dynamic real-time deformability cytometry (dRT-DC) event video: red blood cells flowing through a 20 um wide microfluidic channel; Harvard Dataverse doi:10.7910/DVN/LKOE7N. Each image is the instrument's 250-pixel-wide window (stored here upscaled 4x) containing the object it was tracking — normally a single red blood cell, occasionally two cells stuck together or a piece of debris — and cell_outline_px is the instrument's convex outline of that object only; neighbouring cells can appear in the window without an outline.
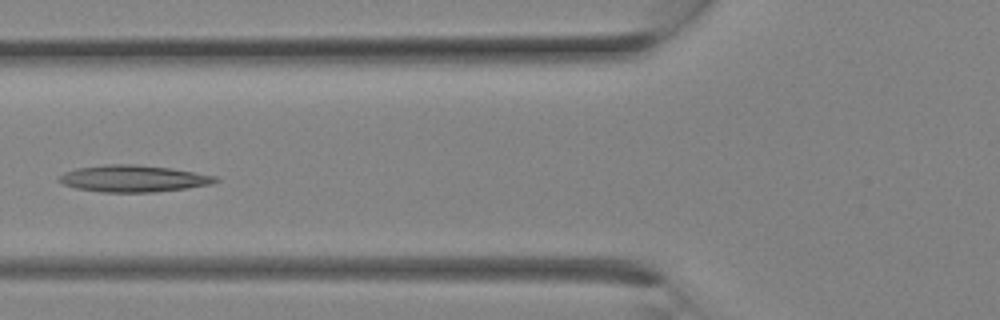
{"species": "Egyptian fruit bat (a non-hibernating species)", "species_latin": "Rousettus aegyptiacus", "temperature_condition": "room temperature", "stored_images_in_passage": 11, "camera_frame_rate_fps": 3000, "um_per_image_px": 0.085, "animal": {"sex": "female"}, "frame": {"image": 1, "passage_image": 10, "time_ms": 3.0, "image_size_px": [1000, 320], "cell_outline_px": [[220, 180], [212, 184], [184, 188], [152, 192], [100, 192], [76, 188], [64, 184], [56, 180], [64, 172], [76, 168], [104, 164], [136, 164], [168, 168], [216, 176]], "centroid_in_image_um": [11.28, 15.17], "position_along_channel_um": 114.5, "area_um2": 24.22}}